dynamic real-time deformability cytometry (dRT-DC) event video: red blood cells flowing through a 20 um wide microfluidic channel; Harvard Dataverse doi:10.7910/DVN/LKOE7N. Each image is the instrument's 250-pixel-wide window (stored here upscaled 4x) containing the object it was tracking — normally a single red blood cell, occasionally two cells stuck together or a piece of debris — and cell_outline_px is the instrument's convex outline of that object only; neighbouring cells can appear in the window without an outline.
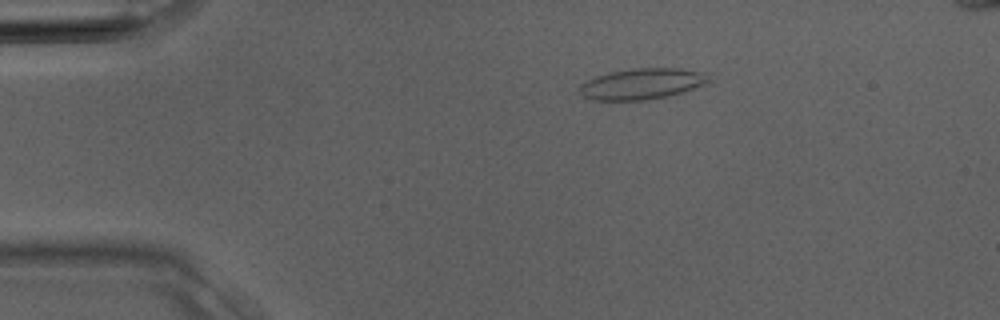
{"species": "Egyptian fruit bat (a non-hibernating species)", "species_latin": "Rousettus aegyptiacus", "temperature_condition": "room temperature", "stored_images_in_passage": 4, "camera_frame_rate_fps": 3000, "um_per_image_px": 0.085, "animal": {"sex": "male"}, "frame": {"image": 1, "passage_image": 4, "time_ms": 1.0, "image_size_px": [1000, 320], "cell_outline_px": [[712, 80], [704, 84], [684, 92], [668, 96], [648, 100], [592, 100], [584, 96], [580, 92], [580, 84], [596, 76], [608, 72], [632, 68], [680, 68], [700, 72]], "centroid_in_image_um": [54.55, 7.13], "position_along_channel_um": 30.4, "area_um2": 23.24}}